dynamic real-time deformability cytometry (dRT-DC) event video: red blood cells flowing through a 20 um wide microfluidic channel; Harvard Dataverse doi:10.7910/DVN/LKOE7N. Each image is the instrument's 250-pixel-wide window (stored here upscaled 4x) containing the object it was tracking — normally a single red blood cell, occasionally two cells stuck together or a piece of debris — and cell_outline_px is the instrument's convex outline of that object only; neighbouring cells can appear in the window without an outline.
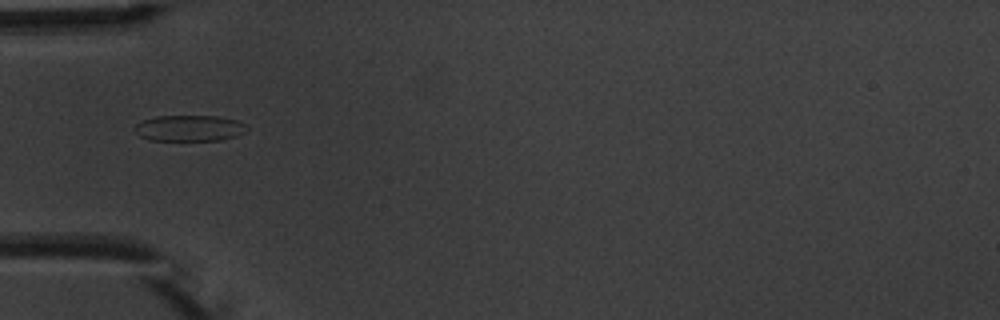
{"species": "common noctule bat (a hibernating species)", "species_latin": "Nyctalus noctula", "temperature_condition": "warm", "stored_images_in_passage": 7, "camera_frame_rate_fps": 3000, "um_per_image_px": 0.085, "animal": {"sex": "male", "body_mass_g": 20.1, "forearm_length_mm": 53.5}, "frame": {"image": 1, "passage_image": 1, "time_ms": 0.0, "image_size_px": [1000, 320], "cell_outline_px": [[248, 128], [244, 132], [236, 136], [220, 140], [148, 140], [140, 136], [132, 128], [136, 124], [144, 120], [156, 116], [216, 116], [236, 120], [248, 124]], "centroid_in_image_um": [16.1, 10.89], "position_along_channel_um": 68.9, "area_um2": 17.05}}
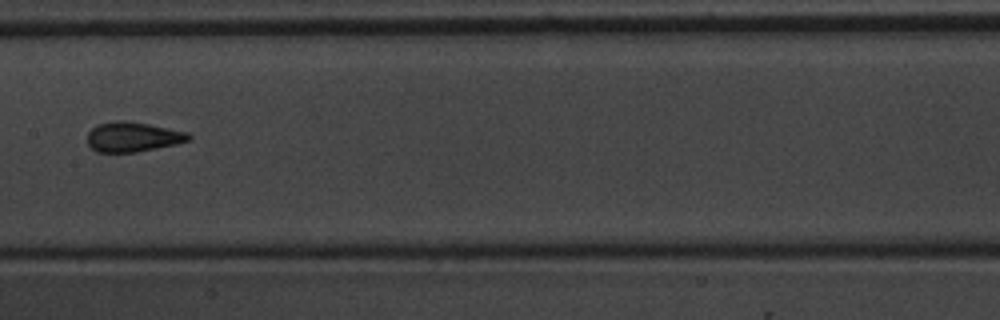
{"frame": {"image": 2, "passage_image": 4, "time_ms": 3.333, "image_size_px": [1000, 320], "cell_outline_px": [[192, 136], [188, 140], [176, 144], [136, 152], [96, 152], [88, 144], [88, 132], [92, 128], [100, 124], [116, 120], [124, 120], [148, 124], [188, 132]], "centroid_in_image_um": [11.28, 11.63], "position_along_channel_um": 196.1, "area_um2": 17.46}}
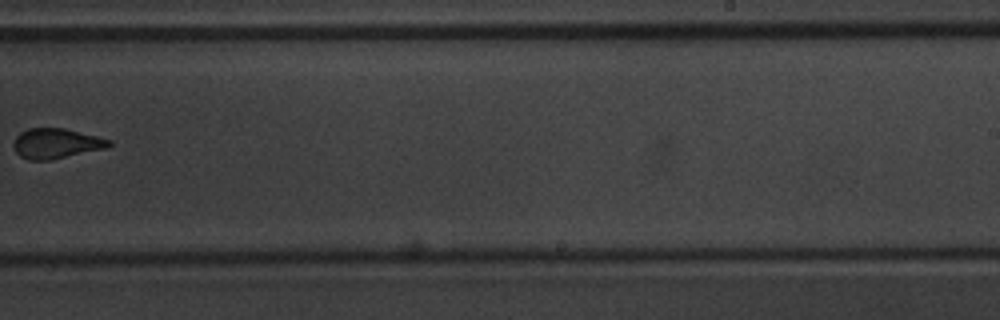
{"frame": {"image": 3, "passage_image": 6, "time_ms": 5.667, "image_size_px": [1000, 320], "cell_outline_px": [[112, 144], [104, 148], [52, 160], [28, 160], [20, 156], [16, 152], [12, 144], [16, 136], [20, 132], [28, 128], [64, 128], [112, 140]], "centroid_in_image_um": [4.73, 12.19], "position_along_channel_um": 284.3, "area_um2": 16.7}}